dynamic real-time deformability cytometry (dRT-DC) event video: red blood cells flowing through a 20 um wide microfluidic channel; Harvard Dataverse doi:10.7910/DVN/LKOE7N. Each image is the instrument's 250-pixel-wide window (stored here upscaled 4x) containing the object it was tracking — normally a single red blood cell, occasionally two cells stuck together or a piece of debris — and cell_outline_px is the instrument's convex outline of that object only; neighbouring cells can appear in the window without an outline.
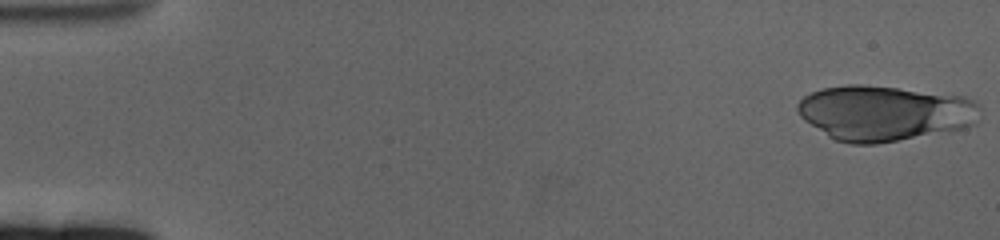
{"species": "human", "species_latin": "Homo sapiens", "temperature_condition": "cold", "stored_images_in_passage": 60, "camera_frame_rate_fps": 3000, "um_per_image_px": 0.085, "donor": {"sex": "female"}, "frame": {"image": 1, "passage_image": 1, "time_ms": 0.0, "image_size_px": [1000, 240], "cell_outline_px": [[980, 120], [976, 124], [968, 128], [952, 132], [876, 144], [848, 144], [836, 140], [828, 136], [804, 120], [800, 116], [796, 108], [796, 104], [804, 96], [812, 92], [824, 88], [848, 84], [860, 84], [896, 88], [964, 96], [976, 100], [980, 108]], "centroid_in_image_um": [75.25, 9.63], "position_along_channel_um": 9.7, "area_um2": 59.59}}